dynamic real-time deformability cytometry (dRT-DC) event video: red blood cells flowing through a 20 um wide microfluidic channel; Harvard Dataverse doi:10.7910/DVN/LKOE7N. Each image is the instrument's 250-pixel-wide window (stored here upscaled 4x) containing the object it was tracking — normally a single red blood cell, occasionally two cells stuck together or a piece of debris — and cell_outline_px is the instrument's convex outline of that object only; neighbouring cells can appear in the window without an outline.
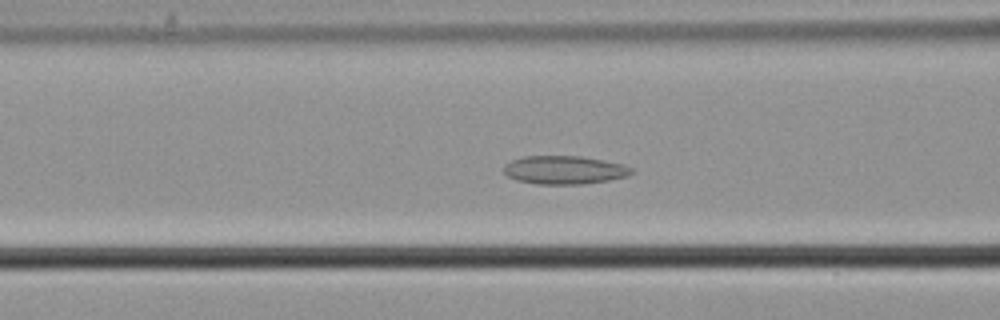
{"species": "common noctule bat (a hibernating species)", "species_latin": "Nyctalus noctula", "temperature_condition": "cold", "stored_images_in_passage": 56, "camera_frame_rate_fps": 3000, "um_per_image_px": 0.085, "animal": {"sex": "male", "body_mass_g": 21.5, "forearm_length_mm": 52.0}, "frame": {"image": 1, "passage_image": 22, "time_ms": 7.0, "image_size_px": [1000, 320], "cell_outline_px": [[636, 172], [628, 176], [608, 180], [584, 184], [536, 184], [516, 180], [508, 176], [500, 168], [504, 164], [512, 160], [524, 156], [580, 156], [624, 164], [632, 168]], "centroid_in_image_um": [47.96, 14.45], "position_along_channel_um": 118.6, "area_um2": 21.33}}
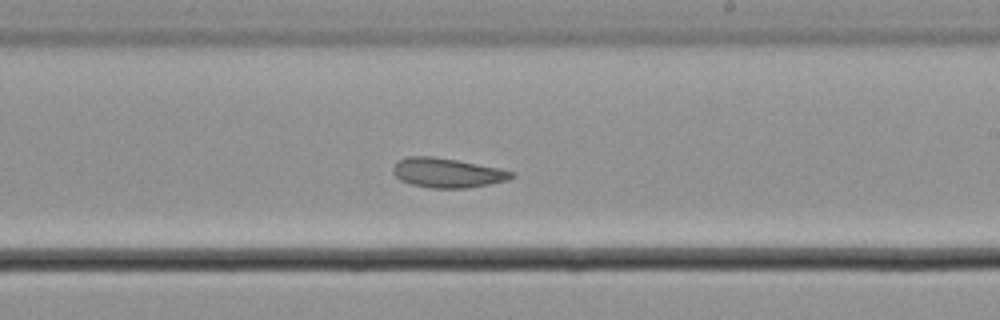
{"frame": {"image": 2, "passage_image": 33, "time_ms": 10.667, "image_size_px": [1000, 320], "cell_outline_px": [[516, 176], [508, 180], [468, 188], [428, 188], [412, 184], [400, 180], [392, 172], [392, 168], [400, 160], [408, 156], [432, 156], [456, 160], [500, 168], [516, 172]], "centroid_in_image_um": [38.05, 14.69], "position_along_channel_um": 250.9, "area_um2": 20.4}}
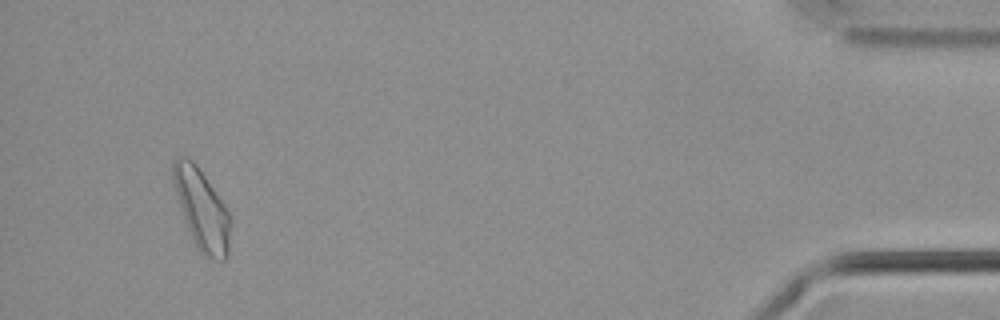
{"frame": {"image": 3, "passage_image": 53, "time_ms": 17.333, "image_size_px": [1000, 320], "cell_outline_px": [[232, 220], [228, 256], [224, 260], [204, 256], [196, 248], [192, 240], [184, 220], [176, 192], [172, 176], [172, 160], [176, 156], [184, 156], [192, 160], [196, 164], [224, 204]], "centroid_in_image_um": [17.15, 17.81], "position_along_channel_um": 418.0, "area_um2": 26.88}, "authors_computed_cell_mechanics": {"area_um2": 22.3975, "velocity_mm_per_s": 3.6131, "shape_relaxation_time_tau1_ms": null, "shape_relaxation_time_tau2_ms": 3.0996, "deformation_change_tau1": null, "deformation_change_tau2": 0.084}}